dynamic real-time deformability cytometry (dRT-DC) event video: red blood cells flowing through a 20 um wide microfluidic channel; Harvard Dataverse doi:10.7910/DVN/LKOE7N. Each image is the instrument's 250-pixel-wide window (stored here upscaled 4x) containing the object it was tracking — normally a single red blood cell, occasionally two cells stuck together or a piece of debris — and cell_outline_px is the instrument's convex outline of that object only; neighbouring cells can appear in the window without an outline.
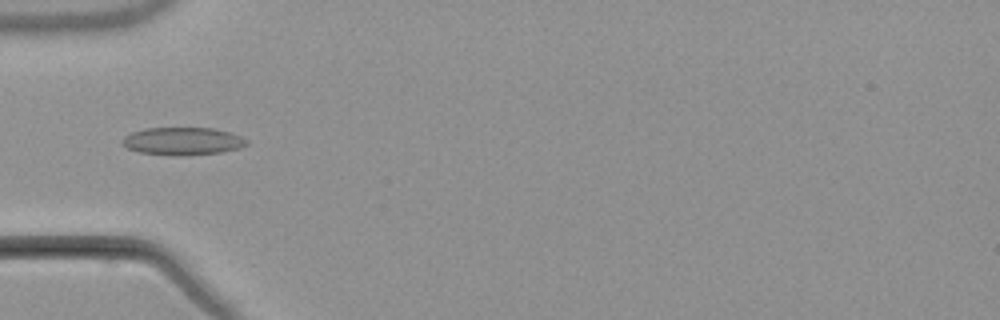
{"species": "common noctule bat (a hibernating species)", "species_latin": "Nyctalus noctula", "temperature_condition": "warm", "stored_images_in_passage": 5, "camera_frame_rate_fps": 3000, "um_per_image_px": 0.085, "animal": {"sex": "male", "body_mass_g": 21.5, "forearm_length_mm": 52.0}, "frame": {"image": 1, "passage_image": 3, "time_ms": 2.333, "image_size_px": [1000, 320], "cell_outline_px": [[248, 144], [240, 148], [220, 152], [188, 156], [176, 156], [140, 152], [128, 148], [120, 140], [124, 136], [132, 132], [144, 128], [216, 128], [240, 136], [248, 140]], "centroid_in_image_um": [15.54, 12.0], "position_along_channel_um": 69.5, "area_um2": 20.17}}
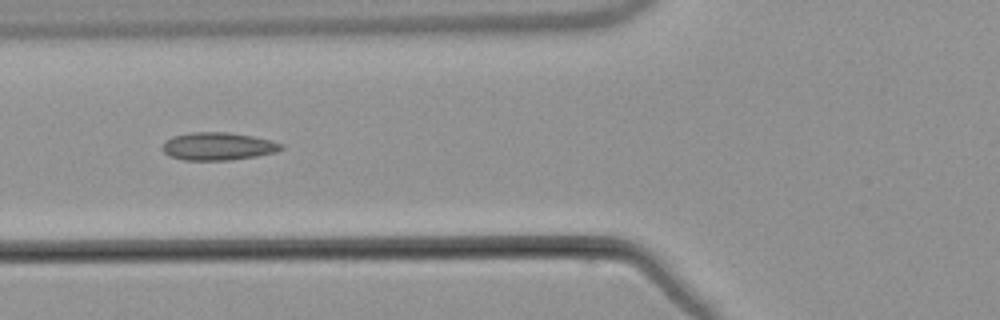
{"frame": {"image": 2, "passage_image": 4, "time_ms": 3.333, "image_size_px": [1000, 320], "cell_outline_px": [[284, 148], [276, 152], [256, 156], [228, 160], [184, 160], [168, 156], [160, 148], [164, 140], [172, 136], [192, 132], [228, 132], [252, 136], [272, 140], [284, 144]], "centroid_in_image_um": [18.5, 12.43], "position_along_channel_um": 107.3, "area_um2": 19.48}}
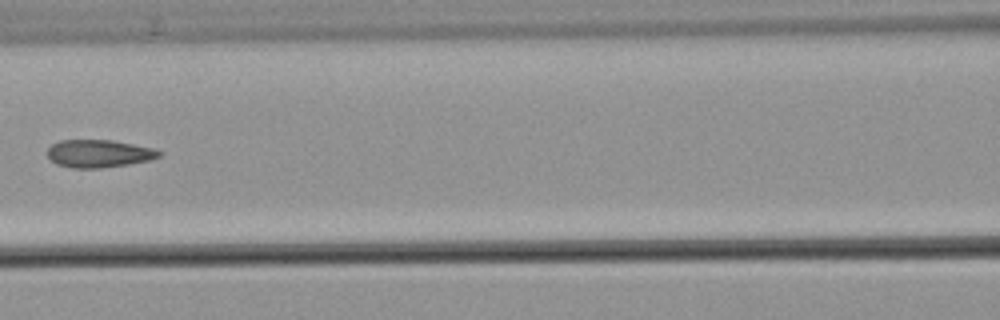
{"frame": {"image": 3, "passage_image": 5, "time_ms": 4.667, "image_size_px": [1000, 320], "cell_outline_px": [[164, 152], [160, 156], [148, 160], [128, 164], [100, 168], [72, 168], [56, 164], [48, 156], [48, 148], [52, 144], [60, 140], [112, 140], [152, 148]], "centroid_in_image_um": [8.39, 13.05], "position_along_channel_um": 158.2, "area_um2": 17.92}}